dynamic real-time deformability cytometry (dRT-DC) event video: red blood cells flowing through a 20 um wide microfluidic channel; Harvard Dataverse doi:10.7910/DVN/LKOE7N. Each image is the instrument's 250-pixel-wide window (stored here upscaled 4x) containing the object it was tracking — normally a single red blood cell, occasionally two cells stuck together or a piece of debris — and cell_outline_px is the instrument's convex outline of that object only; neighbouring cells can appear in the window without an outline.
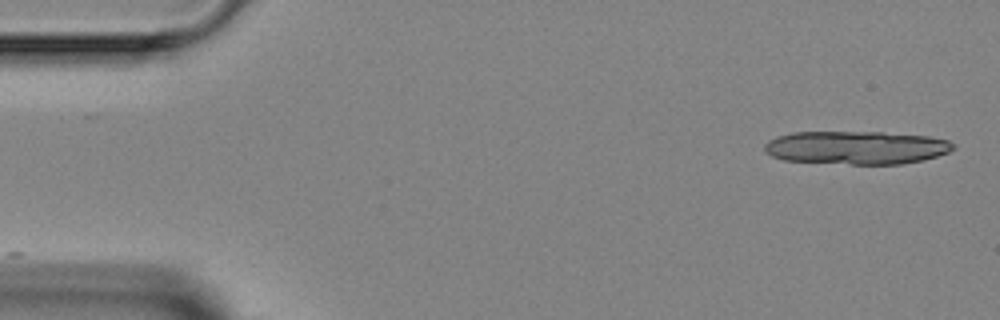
{"species": "Egyptian fruit bat (a non-hibernating species)", "species_latin": "Rousettus aegyptiacus", "temperature_condition": "room temperature", "stored_images_in_passage": 4, "camera_frame_rate_fps": 3000, "um_per_image_px": 0.085, "animal": {"sex": "female"}, "frame": {"image": 1, "passage_image": 1, "time_ms": 0.0, "image_size_px": [1000, 320], "cell_outline_px": [[956, 148], [948, 152], [924, 160], [900, 164], [852, 164], [784, 160], [772, 156], [764, 152], [764, 144], [768, 140], [776, 136], [792, 132], [880, 132], [928, 136], [948, 140], [956, 144]], "centroid_in_image_um": [72.79, 12.54], "position_along_channel_um": 12.2, "area_um2": 36.76}}